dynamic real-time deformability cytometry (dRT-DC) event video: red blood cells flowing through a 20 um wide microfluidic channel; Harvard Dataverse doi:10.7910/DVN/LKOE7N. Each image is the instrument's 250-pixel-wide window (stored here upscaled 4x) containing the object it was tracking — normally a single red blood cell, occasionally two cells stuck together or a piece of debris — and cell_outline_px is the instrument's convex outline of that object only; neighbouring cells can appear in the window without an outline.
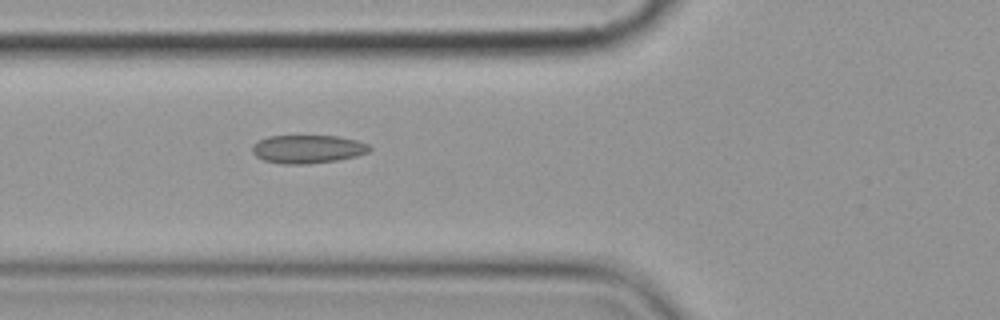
{"species": "common noctule bat (a hibernating species)", "species_latin": "Nyctalus noctula", "temperature_condition": "cold", "stored_images_in_passage": 6, "camera_frame_rate_fps": 3000, "um_per_image_px": 0.085, "animal": {"sex": "female", "body_mass_g": 19.9}, "frame": {"image": 1, "passage_image": 6, "time_ms": 5.667, "image_size_px": [1000, 320], "cell_outline_px": [[372, 148], [368, 152], [356, 156], [336, 160], [308, 164], [280, 164], [264, 160], [256, 156], [252, 152], [252, 144], [268, 136], [336, 136], [356, 140], [368, 144]], "centroid_in_image_um": [26.14, 12.67], "position_along_channel_um": 99.7, "area_um2": 19.31}}